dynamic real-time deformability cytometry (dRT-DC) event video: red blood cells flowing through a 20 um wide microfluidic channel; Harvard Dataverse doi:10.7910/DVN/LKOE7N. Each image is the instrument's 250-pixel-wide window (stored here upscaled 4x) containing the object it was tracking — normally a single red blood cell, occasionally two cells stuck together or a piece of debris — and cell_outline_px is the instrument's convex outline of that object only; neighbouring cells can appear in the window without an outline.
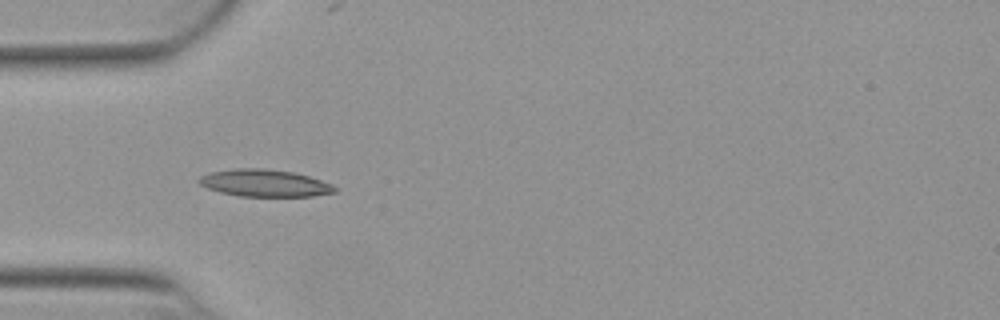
{"species": "Egyptian fruit bat (a non-hibernating species)", "species_latin": "Rousettus aegyptiacus", "temperature_condition": "warm", "stored_images_in_passage": 4, "camera_frame_rate_fps": 3000, "um_per_image_px": 0.085, "animal": {"sex": "female"}, "frame": {"image": 1, "passage_image": 1, "time_ms": 0.0, "image_size_px": [1000, 320], "cell_outline_px": [[336, 192], [312, 196], [240, 196], [220, 192], [208, 188], [200, 184], [196, 180], [200, 176], [208, 172], [232, 168], [264, 168], [292, 172], [308, 176], [332, 184], [336, 188]], "centroid_in_image_um": [22.44, 15.55], "position_along_channel_um": 62.6, "area_um2": 21.5}}
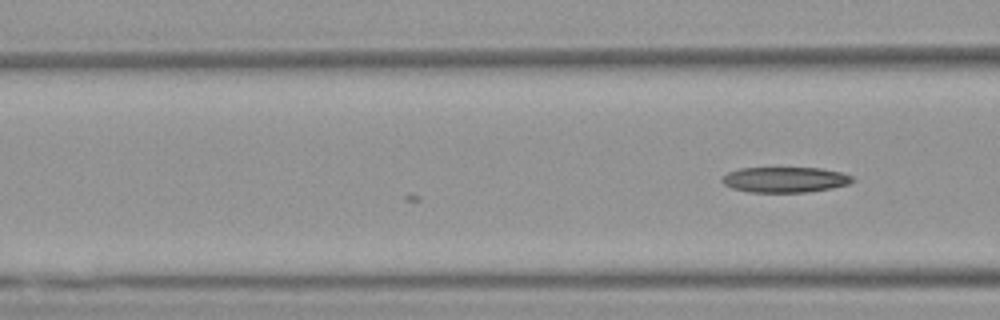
{"frame": {"image": 2, "passage_image": 4, "time_ms": 1.0, "image_size_px": [1000, 320], "cell_outline_px": [[856, 180], [848, 184], [832, 188], [804, 192], [748, 192], [732, 188], [724, 184], [720, 180], [728, 172], [740, 168], [820, 168], [840, 172], [852, 176]], "centroid_in_image_um": [66.72, 15.27], "position_along_channel_um": 99.9, "area_um2": 19.31}}